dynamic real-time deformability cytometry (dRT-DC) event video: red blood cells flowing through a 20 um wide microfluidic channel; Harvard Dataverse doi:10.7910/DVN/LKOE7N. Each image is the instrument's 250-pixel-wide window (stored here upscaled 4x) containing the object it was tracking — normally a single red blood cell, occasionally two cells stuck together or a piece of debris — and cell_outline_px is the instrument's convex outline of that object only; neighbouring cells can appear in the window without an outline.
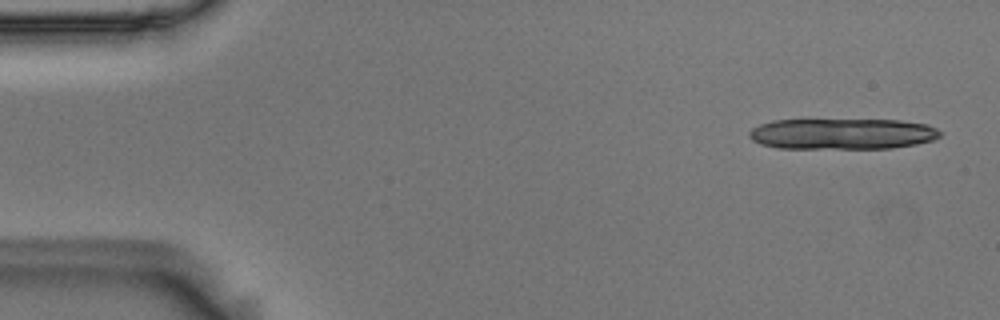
{"species": "Egyptian fruit bat (a non-hibernating species)", "species_latin": "Rousettus aegyptiacus", "temperature_condition": "room temperature", "stored_images_in_passage": 6, "camera_frame_rate_fps": 3000, "um_per_image_px": 0.085, "animal": {"sex": "male"}, "frame": {"image": 1, "passage_image": 1, "time_ms": 0.0, "image_size_px": [1000, 320], "cell_outline_px": [[940, 136], [932, 140], [916, 144], [892, 148], [776, 148], [760, 144], [752, 140], [748, 136], [748, 132], [752, 128], [760, 124], [772, 120], [900, 120], [928, 124], [936, 128], [940, 132]], "centroid_in_image_um": [71.56, 11.37], "position_along_channel_um": 13.4, "area_um2": 34.51}}
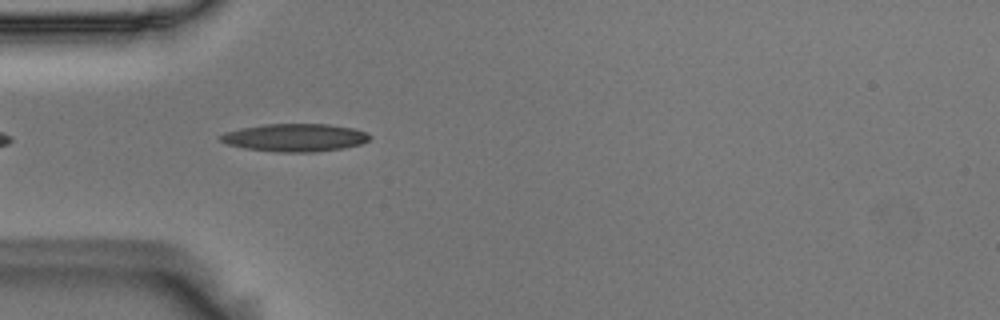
{"frame": {"image": 2, "passage_image": 5, "time_ms": 1.333, "image_size_px": [1000, 320], "cell_outline_px": [[372, 136], [368, 140], [360, 144], [340, 148], [316, 152], [276, 152], [244, 148], [228, 144], [220, 140], [216, 136], [224, 132], [240, 128], [264, 124], [328, 124], [352, 128], [368, 132]], "centroid_in_image_um": [25.04, 11.69], "position_along_channel_um": 60.0, "area_um2": 24.28}}